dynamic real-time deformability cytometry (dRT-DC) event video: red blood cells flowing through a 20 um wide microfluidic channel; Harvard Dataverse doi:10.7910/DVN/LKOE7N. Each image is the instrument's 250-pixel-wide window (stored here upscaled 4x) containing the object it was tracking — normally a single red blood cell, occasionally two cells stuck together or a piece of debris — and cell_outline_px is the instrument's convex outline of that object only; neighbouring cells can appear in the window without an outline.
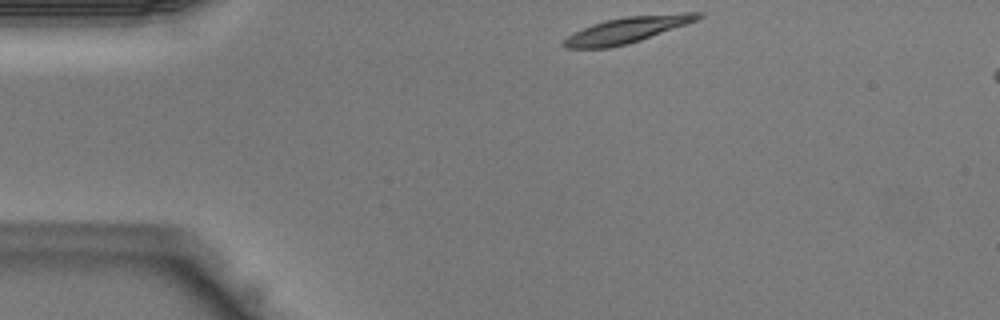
{"species": "Egyptian fruit bat (a non-hibernating species)", "species_latin": "Rousettus aegyptiacus", "temperature_condition": "warm", "stored_images_in_passage": 37, "segment_of_instrument_passage": [1, 2], "camera_frame_rate_fps": 3000, "um_per_image_px": 0.085, "animal": {"sex": "male"}, "frame": {"image": 1, "passage_image": 1, "time_ms": 0.0, "image_size_px": [1000, 320], "cell_outline_px": [[704, 16], [696, 20], [640, 40], [628, 44], [608, 48], [564, 48], [560, 44], [568, 36], [592, 24], [604, 20], [628, 16], [684, 12], [700, 12]], "centroid_in_image_um": [53.28, 2.54], "position_along_channel_um": 31.7, "area_um2": 20.06}}
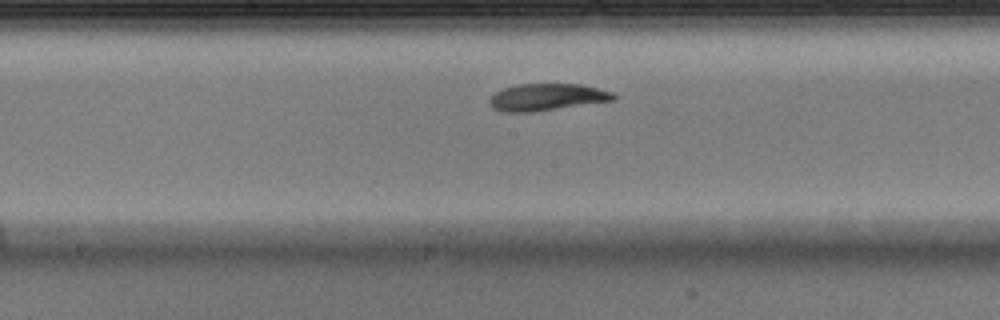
{"frame": {"image": 2, "passage_image": 15, "time_ms": 4.667, "image_size_px": [1000, 320], "cell_outline_px": [[616, 100], [532, 112], [504, 112], [492, 108], [488, 100], [496, 92], [504, 88], [520, 84], [580, 84], [612, 92], [616, 96]], "centroid_in_image_um": [46.48, 8.26], "position_along_channel_um": 201.7, "area_um2": 19.36}}
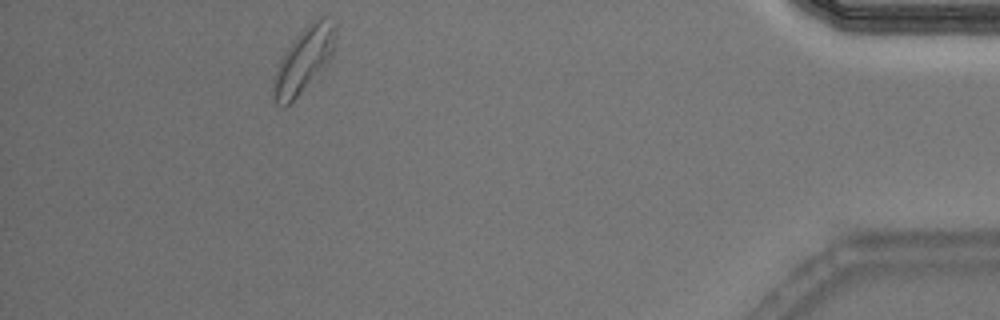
{"frame": {"image": 3, "passage_image": 32, "time_ms": 10.333, "image_size_px": [1000, 320], "cell_outline_px": [[336, 36], [332, 56], [300, 92], [284, 108], [276, 104], [272, 92], [272, 80], [276, 68], [284, 52], [300, 32], [316, 16], [324, 12], [336, 24]], "centroid_in_image_um": [25.83, 5.01], "position_along_channel_um": 409.4, "area_um2": 23.35}}